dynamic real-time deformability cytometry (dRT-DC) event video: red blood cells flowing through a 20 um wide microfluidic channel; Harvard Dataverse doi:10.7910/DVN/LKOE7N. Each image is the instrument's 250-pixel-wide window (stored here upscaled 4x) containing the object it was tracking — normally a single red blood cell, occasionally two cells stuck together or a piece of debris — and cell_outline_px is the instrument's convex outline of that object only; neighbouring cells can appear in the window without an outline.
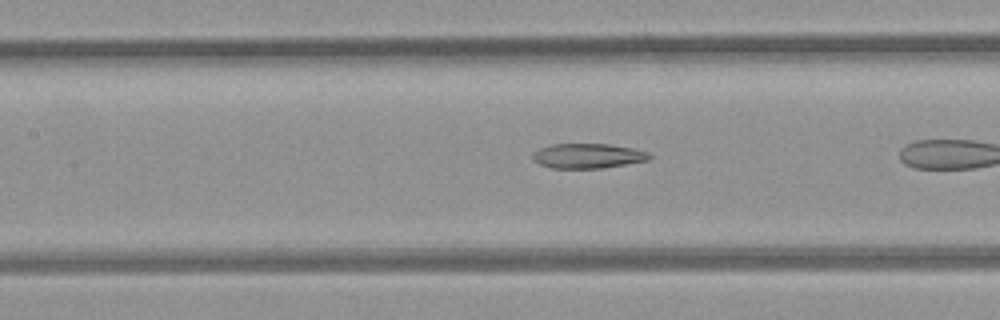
{"species": "common noctule bat (a hibernating species)", "species_latin": "Nyctalus noctula", "temperature_condition": "room temperature", "stored_images_in_passage": 23, "camera_frame_rate_fps": 3000, "um_per_image_px": 0.085, "animal": {"sex": "female", "body_mass_g": 21.9}, "frame": {"image": 1, "passage_image": 7, "time_ms": 2.0, "image_size_px": [1000, 320], "cell_outline_px": [[652, 156], [648, 160], [604, 168], [552, 168], [540, 164], [532, 160], [532, 152], [540, 148], [552, 144], [608, 144], [632, 148], [648, 152]], "centroid_in_image_um": [49.94, 13.25], "position_along_channel_um": 157.5, "area_um2": 16.88}}
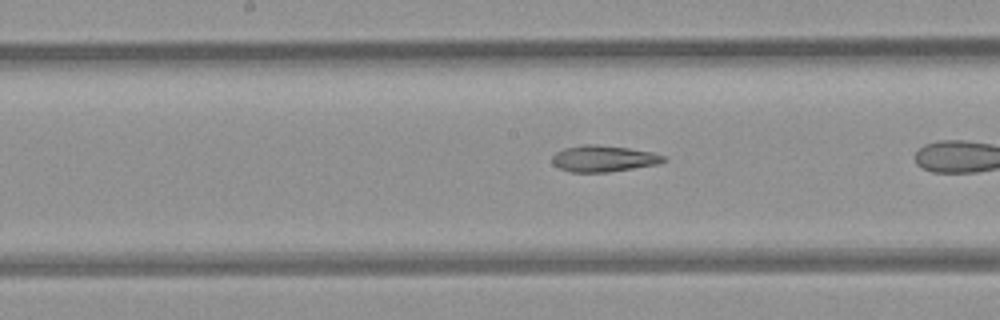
{"frame": {"image": 2, "passage_image": 10, "time_ms": 3.0, "image_size_px": [1000, 320], "cell_outline_px": [[668, 160], [656, 164], [608, 172], [572, 172], [560, 168], [552, 164], [552, 156], [556, 152], [564, 148], [584, 144], [596, 144], [628, 148], [652, 152], [664, 156]], "centroid_in_image_um": [51.27, 13.47], "position_along_channel_um": 196.9, "area_um2": 16.99}}